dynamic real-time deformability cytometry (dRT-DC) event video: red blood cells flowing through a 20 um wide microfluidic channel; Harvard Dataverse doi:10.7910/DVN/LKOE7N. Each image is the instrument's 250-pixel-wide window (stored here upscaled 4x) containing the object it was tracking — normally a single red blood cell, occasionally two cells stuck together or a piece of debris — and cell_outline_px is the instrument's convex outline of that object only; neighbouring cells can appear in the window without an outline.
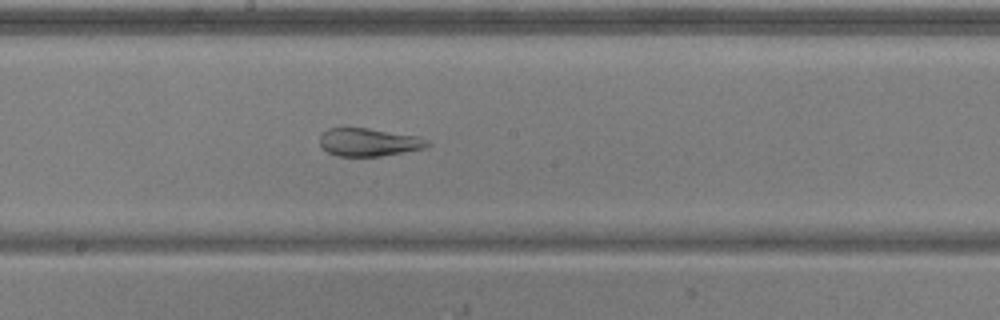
{"species": "common noctule bat (a hibernating species)", "species_latin": "Nyctalus noctula", "temperature_condition": "warm", "stored_images_in_passage": 52, "camera_frame_rate_fps": 3000, "um_per_image_px": 0.085, "animal": {"sex": "male", "body_mass_g": 20.5, "forearm_length_mm": 52.5}, "frame": {"image": 1, "passage_image": 27, "time_ms": 8.667, "image_size_px": [1000, 320], "cell_outline_px": [[432, 144], [428, 148], [380, 156], [336, 156], [328, 152], [320, 144], [320, 136], [328, 128], [368, 128], [416, 136], [428, 140]], "centroid_in_image_um": [31.38, 12.09], "position_along_channel_um": 216.8, "area_um2": 17.51}}
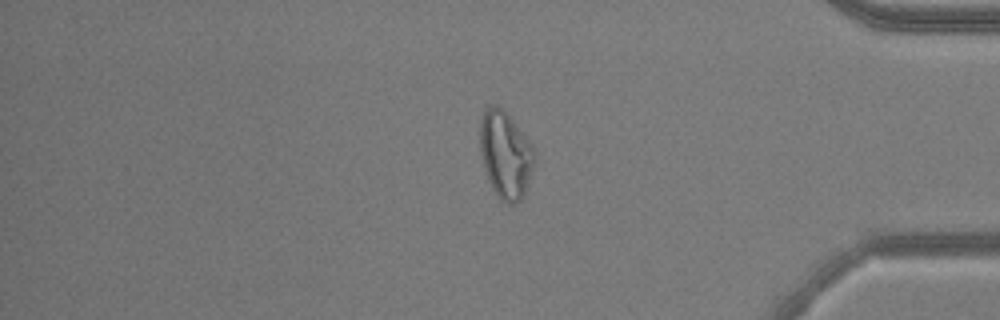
{"frame": {"image": 2, "passage_image": 43, "time_ms": 14.0, "image_size_px": [1000, 320], "cell_outline_px": [[536, 152], [532, 168], [524, 196], [520, 200], [512, 204], [508, 204], [500, 200], [496, 196], [488, 180], [484, 168], [480, 152], [480, 120], [488, 104], [496, 104], [512, 120], [528, 140]], "centroid_in_image_um": [42.94, 13.17], "position_along_channel_um": 392.3, "area_um2": 27.46}}
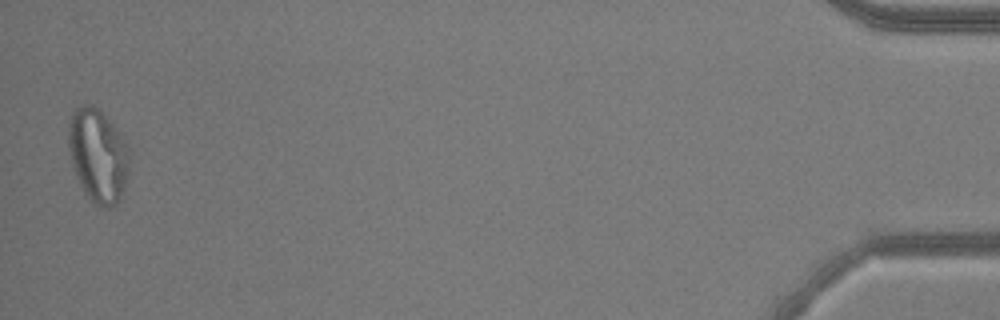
{"frame": {"image": 3, "passage_image": 51, "time_ms": 16.667, "image_size_px": [1000, 320], "cell_outline_px": [[128, 168], [124, 184], [120, 196], [116, 204], [108, 208], [104, 208], [96, 204], [84, 192], [76, 176], [72, 164], [68, 144], [68, 124], [72, 112], [76, 108], [84, 104], [92, 104], [120, 132], [128, 148]], "centroid_in_image_um": [8.29, 13.2], "position_along_channel_um": 426.9, "area_um2": 32.66}, "authors_computed_cell_mechanics": {"area_um2": 27.2527, "velocity_mm_per_s": 3.8387, "shape_relaxation_time_tau1_ms": null, "shape_relaxation_time_tau2_ms": 1.1669, "deformation_change_tau1": null, "deformation_change_tau2": 0.0878}}